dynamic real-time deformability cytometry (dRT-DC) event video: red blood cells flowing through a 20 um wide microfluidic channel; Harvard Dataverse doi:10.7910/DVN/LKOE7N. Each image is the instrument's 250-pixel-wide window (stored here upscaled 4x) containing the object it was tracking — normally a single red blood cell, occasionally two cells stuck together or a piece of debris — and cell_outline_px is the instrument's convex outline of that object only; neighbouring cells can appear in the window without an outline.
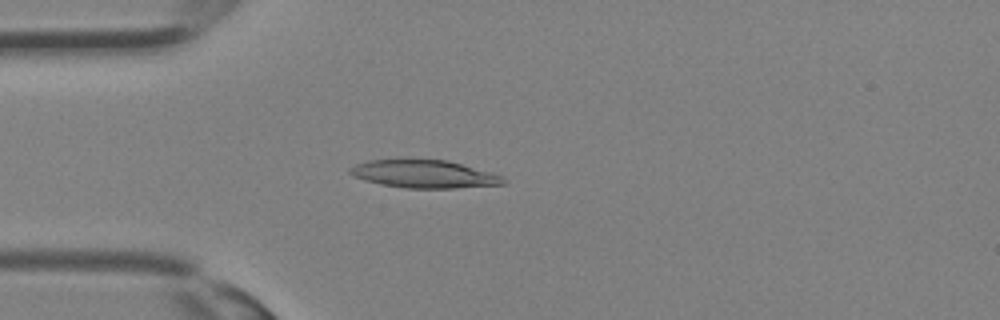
{"species": "Egyptian fruit bat (a non-hibernating species)", "species_latin": "Rousettus aegyptiacus", "temperature_condition": "room temperature", "stored_images_in_passage": 26, "camera_frame_rate_fps": 3000, "um_per_image_px": 0.085, "animal": {"sex": "female"}, "frame": {"image": 1, "passage_image": 4, "time_ms": 1.0, "image_size_px": [1000, 320], "cell_outline_px": [[508, 180], [504, 184], [456, 188], [404, 188], [380, 184], [364, 180], [352, 176], [348, 172], [348, 168], [356, 164], [368, 160], [448, 160], [492, 172]], "centroid_in_image_um": [36.04, 14.8], "position_along_channel_um": 49.0, "area_um2": 24.91}}
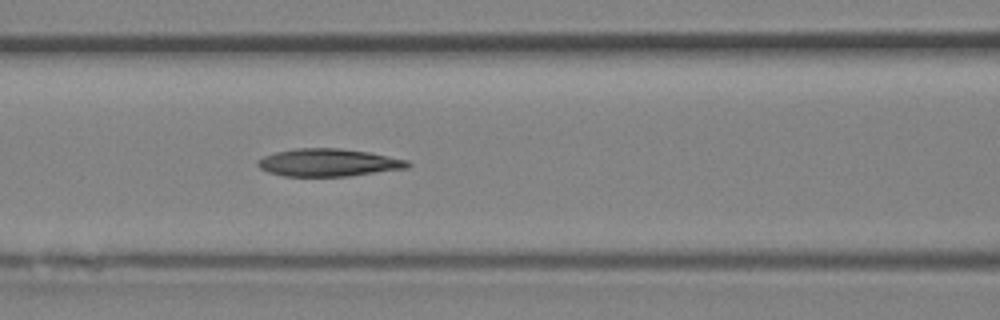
{"frame": {"image": 2, "passage_image": 9, "time_ms": 2.667, "image_size_px": [1000, 320], "cell_outline_px": [[412, 164], [408, 168], [348, 176], [284, 176], [268, 172], [260, 168], [256, 164], [256, 160], [264, 156], [276, 152], [296, 148], [340, 148], [368, 152], [408, 160]], "centroid_in_image_um": [27.91, 13.82], "position_along_channel_um": 138.7, "area_um2": 24.16}}
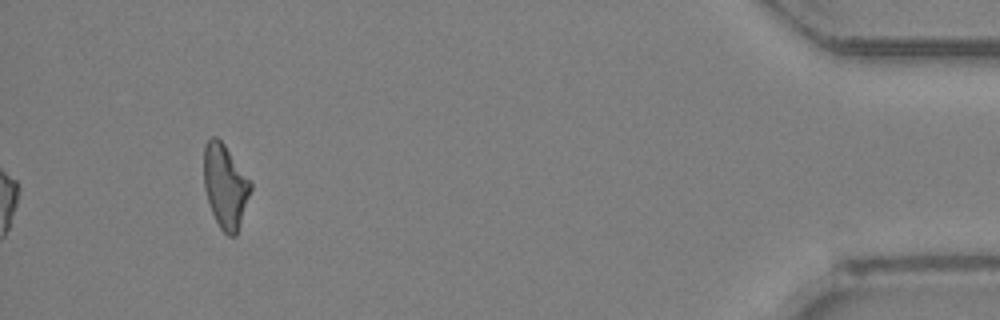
{"frame": {"image": 3, "passage_image": 26, "time_ms": 8.333, "image_size_px": [1000, 320], "cell_outline_px": [[252, 188], [236, 236], [228, 236], [220, 228], [212, 212], [204, 188], [204, 144], [212, 136], [216, 136], [224, 144], [252, 184]], "centroid_in_image_um": [19.13, 15.82], "position_along_channel_um": 416.1, "area_um2": 22.54}}